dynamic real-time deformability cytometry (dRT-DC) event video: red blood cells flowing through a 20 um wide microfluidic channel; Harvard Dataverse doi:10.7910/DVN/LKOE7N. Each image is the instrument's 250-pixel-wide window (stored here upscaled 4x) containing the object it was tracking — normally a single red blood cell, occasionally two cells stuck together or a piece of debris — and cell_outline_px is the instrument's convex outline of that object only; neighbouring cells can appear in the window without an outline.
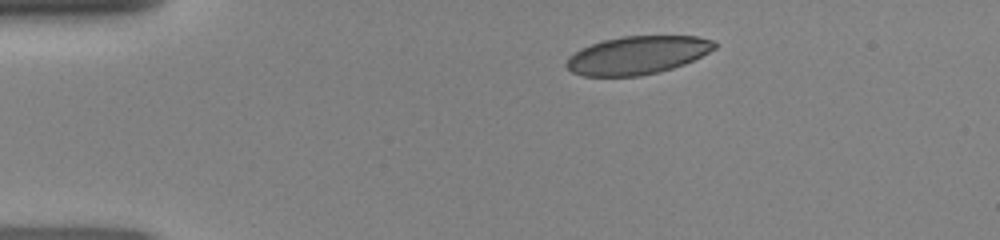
{"species": "human", "species_latin": "Homo sapiens", "temperature_condition": "room temperature", "stored_images_in_passage": 40, "camera_frame_rate_fps": 3000, "um_per_image_px": 0.085, "donor": {"sex": "female"}, "frame": {"image": 1, "passage_image": 1, "time_ms": 0.0, "image_size_px": [1000, 240], "cell_outline_px": [[716, 48], [684, 64], [672, 68], [640, 76], [584, 76], [572, 72], [564, 64], [568, 56], [592, 44], [604, 40], [620, 36], [696, 36], [712, 40], [716, 44]], "centroid_in_image_um": [54.16, 4.69], "position_along_channel_um": 30.8, "area_um2": 32.6}}
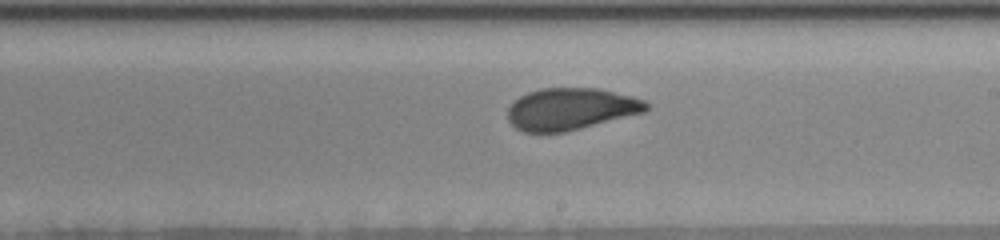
{"frame": {"image": 2, "passage_image": 20, "time_ms": 6.333, "image_size_px": [1000, 240], "cell_outline_px": [[648, 108], [644, 112], [564, 132], [524, 132], [516, 128], [508, 120], [508, 108], [520, 96], [528, 92], [540, 88], [600, 88], [632, 96], [644, 100], [648, 104]], "centroid_in_image_um": [48.5, 9.25], "position_along_channel_um": 240.5, "area_um2": 33.58}}
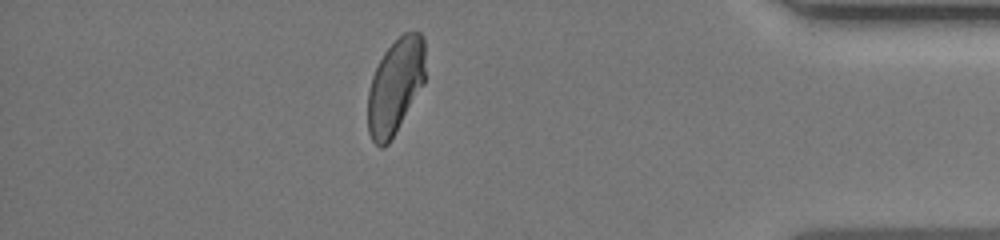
{"frame": {"image": 3, "passage_image": 34, "time_ms": 11.0, "image_size_px": [1000, 240], "cell_outline_px": [[424, 84], [388, 144], [380, 148], [372, 140], [368, 132], [368, 92], [372, 76], [384, 52], [404, 32], [420, 32], [424, 36]], "centroid_in_image_um": [33.6, 7.32], "position_along_channel_um": 401.6, "area_um2": 31.62}}